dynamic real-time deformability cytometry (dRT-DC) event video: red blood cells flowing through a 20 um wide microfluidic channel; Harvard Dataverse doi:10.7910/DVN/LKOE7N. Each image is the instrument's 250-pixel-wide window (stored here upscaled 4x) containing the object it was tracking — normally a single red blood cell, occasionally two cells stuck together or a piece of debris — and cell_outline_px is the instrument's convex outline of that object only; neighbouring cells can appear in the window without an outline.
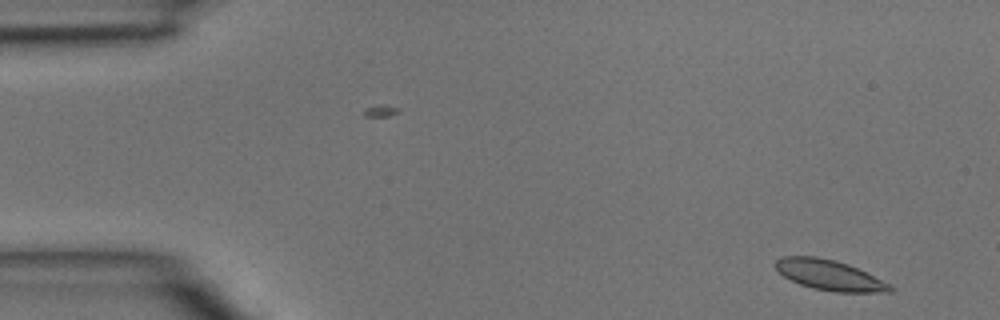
{"species": "common noctule bat (a hibernating species)", "species_latin": "Nyctalus noctula", "temperature_condition": "room temperature", "stored_images_in_passage": 5, "camera_frame_rate_fps": 3000, "um_per_image_px": 0.085, "animal": {"sex": "male", "body_mass_g": 15.6}, "frame": {"image": 1, "passage_image": 1, "time_ms": 0.0, "image_size_px": [1000, 320], "cell_outline_px": [[896, 288], [892, 292], [836, 292], [812, 288], [800, 284], [784, 276], [772, 264], [776, 260], [784, 256], [816, 256], [836, 260], [848, 264], [892, 284]], "centroid_in_image_um": [70.54, 23.38], "position_along_channel_um": 14.5, "area_um2": 20.35}}